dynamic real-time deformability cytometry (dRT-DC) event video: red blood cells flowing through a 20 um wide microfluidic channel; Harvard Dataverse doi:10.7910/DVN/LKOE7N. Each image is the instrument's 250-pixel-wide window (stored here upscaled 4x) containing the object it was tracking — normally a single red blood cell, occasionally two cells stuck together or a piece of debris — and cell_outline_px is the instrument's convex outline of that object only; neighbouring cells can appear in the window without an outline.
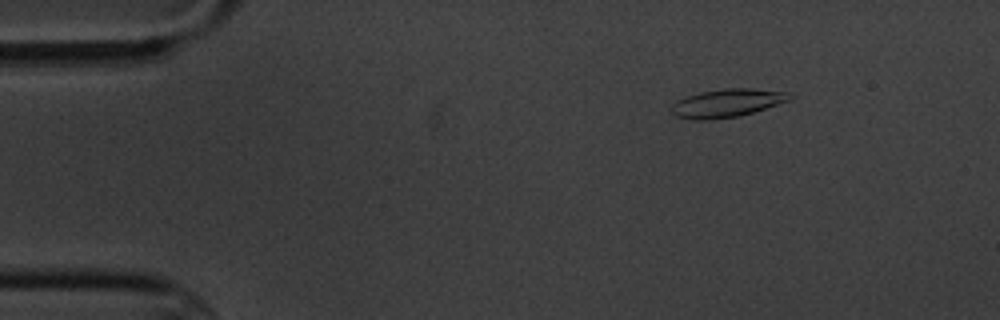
{"species": "common noctule bat (a hibernating species)", "species_latin": "Nyctalus noctula", "temperature_condition": "cold", "stored_images_in_passage": 6, "segment_of_instrument_passage": [1, 2], "camera_frame_rate_fps": 3000, "um_per_image_px": 0.085, "animal": {"sex": "male", "body_mass_g": 20.1, "forearm_length_mm": 53.5}, "frame": {"image": 1, "passage_image": 3, "time_ms": 2.333, "image_size_px": [1000, 320], "cell_outline_px": [[792, 96], [788, 100], [752, 112], [736, 116], [708, 120], [692, 120], [676, 116], [672, 112], [672, 104], [688, 96], [700, 92], [724, 88], [752, 88], [792, 92]], "centroid_in_image_um": [61.8, 8.75], "position_along_channel_um": 23.2, "area_um2": 19.13}}